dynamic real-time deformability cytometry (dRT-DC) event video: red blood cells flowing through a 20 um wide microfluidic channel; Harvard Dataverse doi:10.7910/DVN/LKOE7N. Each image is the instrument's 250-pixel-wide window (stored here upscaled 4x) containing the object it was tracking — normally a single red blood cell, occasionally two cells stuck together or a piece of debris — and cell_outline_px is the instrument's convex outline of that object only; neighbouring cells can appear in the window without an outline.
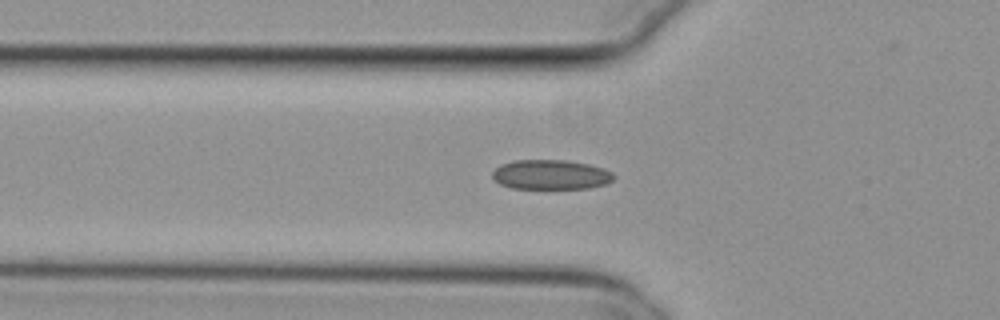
{"species": "common noctule bat (a hibernating species)", "species_latin": "Nyctalus noctula", "temperature_condition": "cold", "stored_images_in_passage": 35, "camera_frame_rate_fps": 3000, "um_per_image_px": 0.085, "animal": {"sex": "female", "body_mass_g": 29.2, "forearm_length_mm": 56.3}, "frame": {"image": 1, "passage_image": 2, "time_ms": 0.333, "image_size_px": [1000, 320], "cell_outline_px": [[616, 176], [612, 180], [604, 184], [588, 188], [508, 188], [500, 184], [492, 176], [492, 172], [500, 164], [516, 160], [564, 160], [588, 164], [604, 168], [612, 172]], "centroid_in_image_um": [46.81, 14.84], "position_along_channel_um": 79.0, "area_um2": 20.92}}
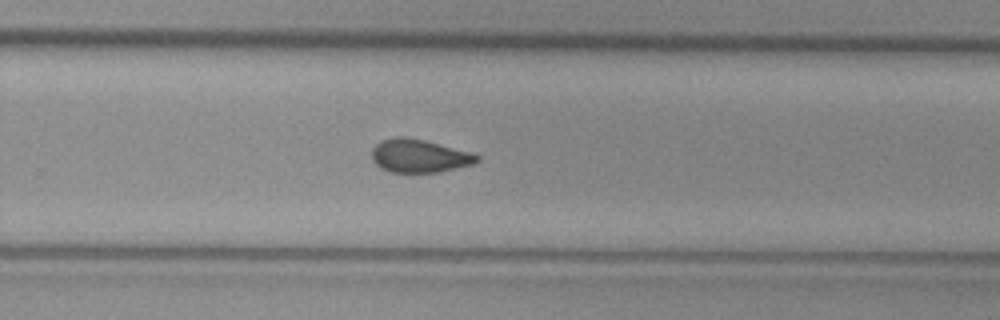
{"frame": {"image": 2, "passage_image": 19, "time_ms": 6.0, "image_size_px": [1000, 320], "cell_outline_px": [[480, 160], [472, 164], [436, 172], [388, 172], [380, 168], [372, 160], [372, 148], [376, 144], [384, 140], [396, 136], [404, 136], [424, 140], [472, 152], [480, 156]], "centroid_in_image_um": [35.62, 13.25], "position_along_channel_um": 294.2, "area_um2": 20.29}}
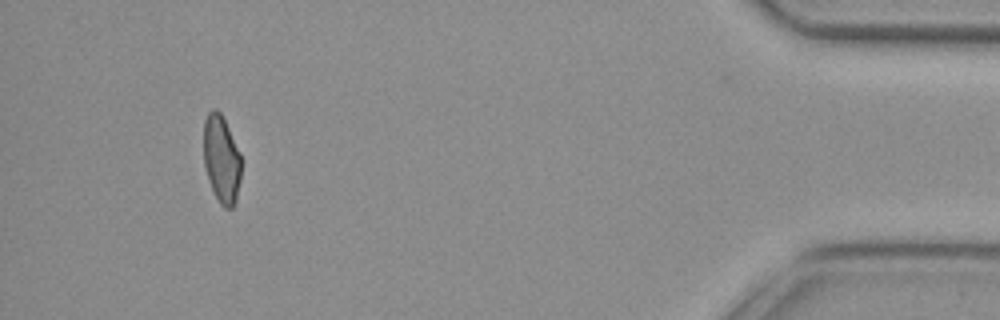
{"frame": {"image": 3, "passage_image": 34, "time_ms": 11.0, "image_size_px": [1000, 320], "cell_outline_px": [[240, 180], [236, 200], [232, 208], [224, 208], [220, 204], [208, 180], [204, 164], [204, 120], [208, 112], [212, 108], [216, 108], [220, 112], [240, 152]], "centroid_in_image_um": [18.81, 13.52], "position_along_channel_um": 416.4, "area_um2": 19.07}}